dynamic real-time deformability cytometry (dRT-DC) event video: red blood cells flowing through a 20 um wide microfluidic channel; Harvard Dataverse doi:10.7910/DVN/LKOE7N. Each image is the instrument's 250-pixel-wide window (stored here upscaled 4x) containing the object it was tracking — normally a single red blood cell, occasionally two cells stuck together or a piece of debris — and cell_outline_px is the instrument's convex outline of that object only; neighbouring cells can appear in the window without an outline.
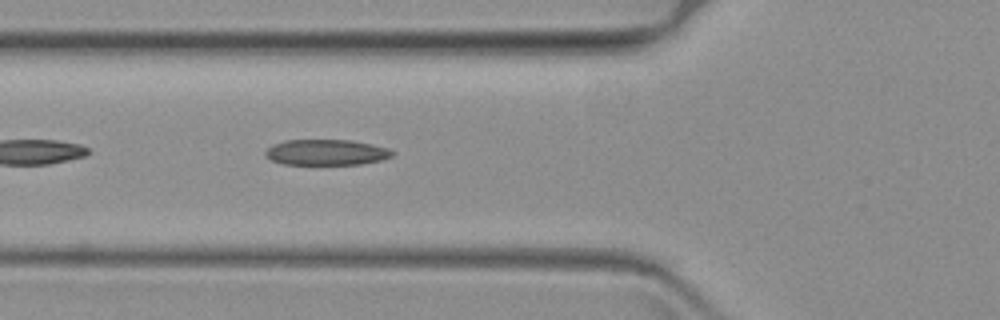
{"species": "common noctule bat (a hibernating species)", "species_latin": "Nyctalus noctula", "temperature_condition": "warm", "stored_images_in_passage": 12, "camera_frame_rate_fps": 3000, "um_per_image_px": 0.085, "animal": {"sex": "female", "body_mass_g": 19.3, "forearm_length_mm": 54.1}, "frame": {"image": 1, "passage_image": 6, "time_ms": 1.667, "image_size_px": [1000, 320], "cell_outline_px": [[396, 152], [392, 156], [380, 160], [360, 164], [284, 164], [272, 160], [264, 156], [264, 152], [272, 144], [284, 140], [352, 140], [388, 148]], "centroid_in_image_um": [27.71, 12.94], "position_along_channel_um": 98.1, "area_um2": 19.02}}
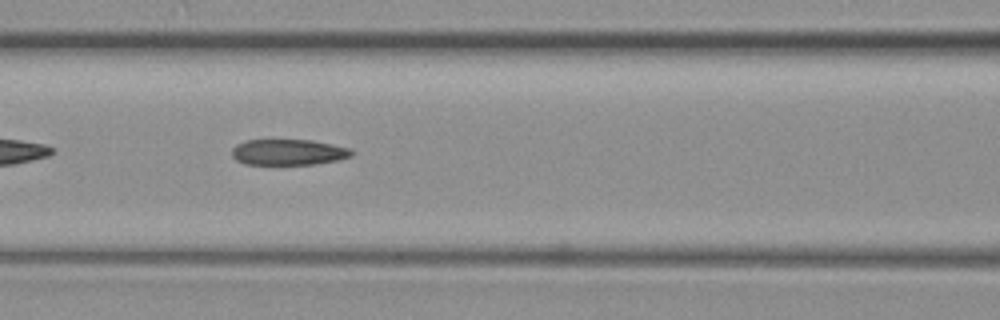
{"frame": {"image": 2, "passage_image": 10, "time_ms": 3.0, "image_size_px": [1000, 320], "cell_outline_px": [[352, 156], [336, 160], [316, 164], [244, 164], [236, 160], [232, 156], [232, 148], [236, 144], [244, 140], [312, 140], [352, 148]], "centroid_in_image_um": [24.5, 12.93], "position_along_channel_um": 142.1, "area_um2": 18.09}}